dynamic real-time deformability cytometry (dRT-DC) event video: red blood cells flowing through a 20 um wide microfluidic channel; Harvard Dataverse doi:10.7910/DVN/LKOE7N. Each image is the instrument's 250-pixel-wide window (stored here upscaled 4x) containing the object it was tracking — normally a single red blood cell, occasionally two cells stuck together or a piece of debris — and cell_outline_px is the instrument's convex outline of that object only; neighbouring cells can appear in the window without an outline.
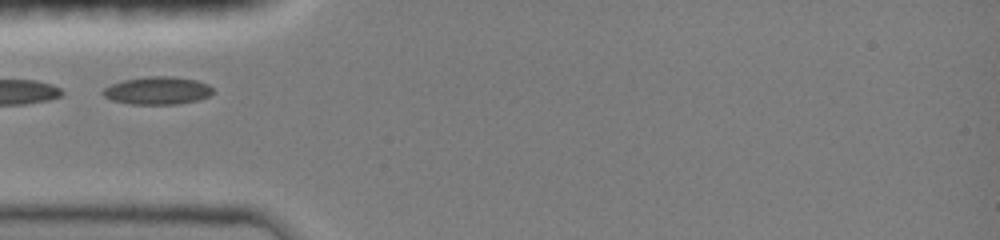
{"species": "common noctule bat (a hibernating species)", "species_latin": "Nyctalus noctula", "temperature_condition": "room temperature", "stored_images_in_passage": 36, "camera_frame_rate_fps": 3000, "um_per_image_px": 0.085, "animal": {"sex": "female", "body_mass_g": 19.0, "forearm_length_mm": 51.5}, "frame": {"image": 1, "passage_image": 10, "time_ms": 3.0, "image_size_px": [1000, 240], "cell_outline_px": [[212, 92], [208, 96], [196, 100], [176, 104], [132, 104], [112, 100], [104, 96], [100, 92], [104, 88], [112, 84], [124, 80], [148, 76], [172, 76], [196, 80], [208, 84], [212, 88]], "centroid_in_image_um": [13.36, 7.69], "position_along_channel_um": 71.6, "area_um2": 17.63}}
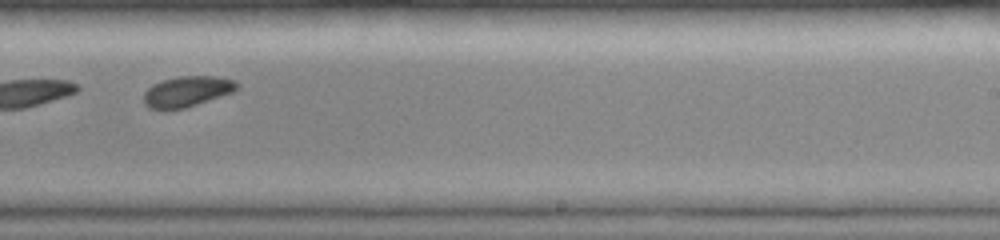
{"frame": {"image": 2, "passage_image": 25, "time_ms": 8.0, "image_size_px": [1000, 240], "cell_outline_px": [[236, 88], [232, 92], [184, 108], [148, 108], [144, 104], [144, 92], [152, 84], [164, 80], [180, 76], [216, 76], [236, 80]], "centroid_in_image_um": [15.87, 7.75], "position_along_channel_um": 273.1, "area_um2": 16.18}}
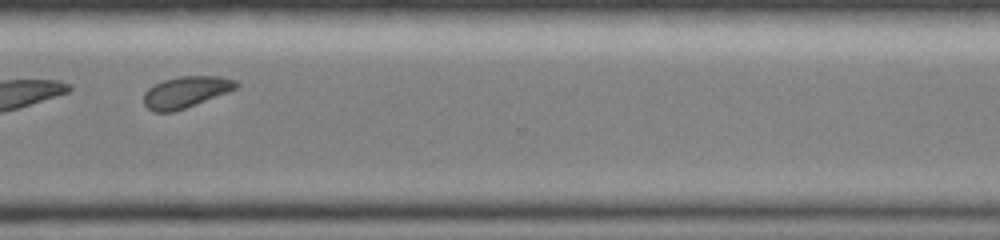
{"frame": {"image": 3, "passage_image": 31, "time_ms": 10.0, "image_size_px": [1000, 240], "cell_outline_px": [[240, 84], [236, 88], [228, 92], [184, 108], [172, 112], [152, 112], [144, 104], [144, 92], [148, 88], [164, 80], [176, 76], [220, 76], [236, 80]], "centroid_in_image_um": [15.79, 7.81], "position_along_channel_um": 354.8, "area_um2": 16.82}, "authors_computed_cell_mechanics": {"area_um2": 17.3978, "velocity_mm_per_s": 4.04, "shape_relaxation_time_tau1_ms": 2.2114, "shape_relaxation_time_tau2_ms": null, "deformation_change_tau1": 0.0703, "deformation_change_tau2": null}}